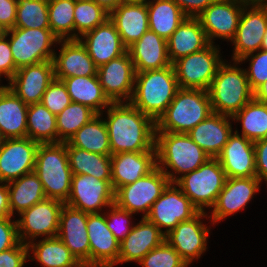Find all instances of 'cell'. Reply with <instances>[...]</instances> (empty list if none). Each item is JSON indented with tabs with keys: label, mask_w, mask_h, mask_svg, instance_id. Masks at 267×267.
<instances>
[{
	"label": "cell",
	"mask_w": 267,
	"mask_h": 267,
	"mask_svg": "<svg viewBox=\"0 0 267 267\" xmlns=\"http://www.w3.org/2000/svg\"><path fill=\"white\" fill-rule=\"evenodd\" d=\"M170 183L168 177L156 166L134 183L117 188L114 203L134 214L142 212L144 218Z\"/></svg>",
	"instance_id": "cell-10"
},
{
	"label": "cell",
	"mask_w": 267,
	"mask_h": 267,
	"mask_svg": "<svg viewBox=\"0 0 267 267\" xmlns=\"http://www.w3.org/2000/svg\"><path fill=\"white\" fill-rule=\"evenodd\" d=\"M97 113L90 107L71 102L57 116L58 143L67 142L83 125L88 123Z\"/></svg>",
	"instance_id": "cell-42"
},
{
	"label": "cell",
	"mask_w": 267,
	"mask_h": 267,
	"mask_svg": "<svg viewBox=\"0 0 267 267\" xmlns=\"http://www.w3.org/2000/svg\"><path fill=\"white\" fill-rule=\"evenodd\" d=\"M114 193L111 180L85 174L73 175L71 192L65 204L88 214L101 213L103 207L109 208L114 203Z\"/></svg>",
	"instance_id": "cell-13"
},
{
	"label": "cell",
	"mask_w": 267,
	"mask_h": 267,
	"mask_svg": "<svg viewBox=\"0 0 267 267\" xmlns=\"http://www.w3.org/2000/svg\"><path fill=\"white\" fill-rule=\"evenodd\" d=\"M46 198L66 202L71 192L72 171L69 166L67 142L39 144L35 170Z\"/></svg>",
	"instance_id": "cell-6"
},
{
	"label": "cell",
	"mask_w": 267,
	"mask_h": 267,
	"mask_svg": "<svg viewBox=\"0 0 267 267\" xmlns=\"http://www.w3.org/2000/svg\"><path fill=\"white\" fill-rule=\"evenodd\" d=\"M186 15L197 18L210 4L216 0H173Z\"/></svg>",
	"instance_id": "cell-54"
},
{
	"label": "cell",
	"mask_w": 267,
	"mask_h": 267,
	"mask_svg": "<svg viewBox=\"0 0 267 267\" xmlns=\"http://www.w3.org/2000/svg\"><path fill=\"white\" fill-rule=\"evenodd\" d=\"M135 68L128 52L97 68L104 94L111 102H129L135 83Z\"/></svg>",
	"instance_id": "cell-15"
},
{
	"label": "cell",
	"mask_w": 267,
	"mask_h": 267,
	"mask_svg": "<svg viewBox=\"0 0 267 267\" xmlns=\"http://www.w3.org/2000/svg\"><path fill=\"white\" fill-rule=\"evenodd\" d=\"M243 7L239 0H216L197 17L209 43L214 44V38L234 39Z\"/></svg>",
	"instance_id": "cell-16"
},
{
	"label": "cell",
	"mask_w": 267,
	"mask_h": 267,
	"mask_svg": "<svg viewBox=\"0 0 267 267\" xmlns=\"http://www.w3.org/2000/svg\"><path fill=\"white\" fill-rule=\"evenodd\" d=\"M12 217L9 202L8 185L5 182H0V219Z\"/></svg>",
	"instance_id": "cell-55"
},
{
	"label": "cell",
	"mask_w": 267,
	"mask_h": 267,
	"mask_svg": "<svg viewBox=\"0 0 267 267\" xmlns=\"http://www.w3.org/2000/svg\"><path fill=\"white\" fill-rule=\"evenodd\" d=\"M155 147L157 166L171 183L211 158L187 133L156 132Z\"/></svg>",
	"instance_id": "cell-2"
},
{
	"label": "cell",
	"mask_w": 267,
	"mask_h": 267,
	"mask_svg": "<svg viewBox=\"0 0 267 267\" xmlns=\"http://www.w3.org/2000/svg\"><path fill=\"white\" fill-rule=\"evenodd\" d=\"M175 183H170L145 217L167 235L177 224L190 220L199 210ZM162 228H166L162 231Z\"/></svg>",
	"instance_id": "cell-12"
},
{
	"label": "cell",
	"mask_w": 267,
	"mask_h": 267,
	"mask_svg": "<svg viewBox=\"0 0 267 267\" xmlns=\"http://www.w3.org/2000/svg\"><path fill=\"white\" fill-rule=\"evenodd\" d=\"M9 38L12 57L16 68L53 60L55 50L51 49L58 39L51 29L12 28L5 31Z\"/></svg>",
	"instance_id": "cell-8"
},
{
	"label": "cell",
	"mask_w": 267,
	"mask_h": 267,
	"mask_svg": "<svg viewBox=\"0 0 267 267\" xmlns=\"http://www.w3.org/2000/svg\"><path fill=\"white\" fill-rule=\"evenodd\" d=\"M244 6H267V0H239Z\"/></svg>",
	"instance_id": "cell-58"
},
{
	"label": "cell",
	"mask_w": 267,
	"mask_h": 267,
	"mask_svg": "<svg viewBox=\"0 0 267 267\" xmlns=\"http://www.w3.org/2000/svg\"><path fill=\"white\" fill-rule=\"evenodd\" d=\"M11 216L21 213L34 204L46 199L43 185L35 172L21 176L7 183ZM15 210V211H14Z\"/></svg>",
	"instance_id": "cell-35"
},
{
	"label": "cell",
	"mask_w": 267,
	"mask_h": 267,
	"mask_svg": "<svg viewBox=\"0 0 267 267\" xmlns=\"http://www.w3.org/2000/svg\"><path fill=\"white\" fill-rule=\"evenodd\" d=\"M267 30V6H244L234 39L232 61L261 49Z\"/></svg>",
	"instance_id": "cell-18"
},
{
	"label": "cell",
	"mask_w": 267,
	"mask_h": 267,
	"mask_svg": "<svg viewBox=\"0 0 267 267\" xmlns=\"http://www.w3.org/2000/svg\"><path fill=\"white\" fill-rule=\"evenodd\" d=\"M12 217L0 219V253L16 246L19 242L16 220Z\"/></svg>",
	"instance_id": "cell-50"
},
{
	"label": "cell",
	"mask_w": 267,
	"mask_h": 267,
	"mask_svg": "<svg viewBox=\"0 0 267 267\" xmlns=\"http://www.w3.org/2000/svg\"><path fill=\"white\" fill-rule=\"evenodd\" d=\"M70 95L63 81L54 79L43 94L41 103L55 116L71 103Z\"/></svg>",
	"instance_id": "cell-48"
},
{
	"label": "cell",
	"mask_w": 267,
	"mask_h": 267,
	"mask_svg": "<svg viewBox=\"0 0 267 267\" xmlns=\"http://www.w3.org/2000/svg\"><path fill=\"white\" fill-rule=\"evenodd\" d=\"M109 19L128 48L149 30L147 2H122L109 13Z\"/></svg>",
	"instance_id": "cell-28"
},
{
	"label": "cell",
	"mask_w": 267,
	"mask_h": 267,
	"mask_svg": "<svg viewBox=\"0 0 267 267\" xmlns=\"http://www.w3.org/2000/svg\"><path fill=\"white\" fill-rule=\"evenodd\" d=\"M147 0H123V2H146Z\"/></svg>",
	"instance_id": "cell-60"
},
{
	"label": "cell",
	"mask_w": 267,
	"mask_h": 267,
	"mask_svg": "<svg viewBox=\"0 0 267 267\" xmlns=\"http://www.w3.org/2000/svg\"><path fill=\"white\" fill-rule=\"evenodd\" d=\"M219 46L209 44L206 48L181 57L172 63L179 88L208 90L219 66Z\"/></svg>",
	"instance_id": "cell-9"
},
{
	"label": "cell",
	"mask_w": 267,
	"mask_h": 267,
	"mask_svg": "<svg viewBox=\"0 0 267 267\" xmlns=\"http://www.w3.org/2000/svg\"><path fill=\"white\" fill-rule=\"evenodd\" d=\"M165 241L160 229L145 217L133 226L131 232L120 243L118 264L139 262L153 248Z\"/></svg>",
	"instance_id": "cell-27"
},
{
	"label": "cell",
	"mask_w": 267,
	"mask_h": 267,
	"mask_svg": "<svg viewBox=\"0 0 267 267\" xmlns=\"http://www.w3.org/2000/svg\"><path fill=\"white\" fill-rule=\"evenodd\" d=\"M178 89L173 65L136 72L134 91L129 102L157 122L167 110Z\"/></svg>",
	"instance_id": "cell-3"
},
{
	"label": "cell",
	"mask_w": 267,
	"mask_h": 267,
	"mask_svg": "<svg viewBox=\"0 0 267 267\" xmlns=\"http://www.w3.org/2000/svg\"><path fill=\"white\" fill-rule=\"evenodd\" d=\"M63 205L60 200L46 198L21 212V218L16 220L20 241L29 244L37 237H56Z\"/></svg>",
	"instance_id": "cell-11"
},
{
	"label": "cell",
	"mask_w": 267,
	"mask_h": 267,
	"mask_svg": "<svg viewBox=\"0 0 267 267\" xmlns=\"http://www.w3.org/2000/svg\"><path fill=\"white\" fill-rule=\"evenodd\" d=\"M231 116L213 112L187 134L211 158H216L233 132Z\"/></svg>",
	"instance_id": "cell-29"
},
{
	"label": "cell",
	"mask_w": 267,
	"mask_h": 267,
	"mask_svg": "<svg viewBox=\"0 0 267 267\" xmlns=\"http://www.w3.org/2000/svg\"><path fill=\"white\" fill-rule=\"evenodd\" d=\"M246 59L250 61V66L247 70L245 69V73L249 85L254 92L260 85L267 81V51L260 49L255 54L250 53L242 57L238 62L241 63Z\"/></svg>",
	"instance_id": "cell-47"
},
{
	"label": "cell",
	"mask_w": 267,
	"mask_h": 267,
	"mask_svg": "<svg viewBox=\"0 0 267 267\" xmlns=\"http://www.w3.org/2000/svg\"><path fill=\"white\" fill-rule=\"evenodd\" d=\"M87 232L90 266L113 267L118 264L120 242L107 227L104 213L88 214Z\"/></svg>",
	"instance_id": "cell-22"
},
{
	"label": "cell",
	"mask_w": 267,
	"mask_h": 267,
	"mask_svg": "<svg viewBox=\"0 0 267 267\" xmlns=\"http://www.w3.org/2000/svg\"><path fill=\"white\" fill-rule=\"evenodd\" d=\"M227 177L219 160L209 158L196 170L184 174L175 184L199 210L215 205L220 191L224 188Z\"/></svg>",
	"instance_id": "cell-7"
},
{
	"label": "cell",
	"mask_w": 267,
	"mask_h": 267,
	"mask_svg": "<svg viewBox=\"0 0 267 267\" xmlns=\"http://www.w3.org/2000/svg\"><path fill=\"white\" fill-rule=\"evenodd\" d=\"M55 79L54 64L48 60L19 68L8 86L27 105L41 103L44 92Z\"/></svg>",
	"instance_id": "cell-20"
},
{
	"label": "cell",
	"mask_w": 267,
	"mask_h": 267,
	"mask_svg": "<svg viewBox=\"0 0 267 267\" xmlns=\"http://www.w3.org/2000/svg\"><path fill=\"white\" fill-rule=\"evenodd\" d=\"M27 137L39 144L58 143L56 116L42 103L28 107Z\"/></svg>",
	"instance_id": "cell-39"
},
{
	"label": "cell",
	"mask_w": 267,
	"mask_h": 267,
	"mask_svg": "<svg viewBox=\"0 0 267 267\" xmlns=\"http://www.w3.org/2000/svg\"><path fill=\"white\" fill-rule=\"evenodd\" d=\"M72 102H77L90 107L97 114L112 103L104 94L98 76H75L64 78Z\"/></svg>",
	"instance_id": "cell-33"
},
{
	"label": "cell",
	"mask_w": 267,
	"mask_h": 267,
	"mask_svg": "<svg viewBox=\"0 0 267 267\" xmlns=\"http://www.w3.org/2000/svg\"><path fill=\"white\" fill-rule=\"evenodd\" d=\"M111 152H143L156 149V122L130 102H112L107 107Z\"/></svg>",
	"instance_id": "cell-1"
},
{
	"label": "cell",
	"mask_w": 267,
	"mask_h": 267,
	"mask_svg": "<svg viewBox=\"0 0 267 267\" xmlns=\"http://www.w3.org/2000/svg\"><path fill=\"white\" fill-rule=\"evenodd\" d=\"M28 107L8 86H0V132L4 139L27 137Z\"/></svg>",
	"instance_id": "cell-31"
},
{
	"label": "cell",
	"mask_w": 267,
	"mask_h": 267,
	"mask_svg": "<svg viewBox=\"0 0 267 267\" xmlns=\"http://www.w3.org/2000/svg\"><path fill=\"white\" fill-rule=\"evenodd\" d=\"M39 143L29 137L4 139L0 149V182L34 172Z\"/></svg>",
	"instance_id": "cell-17"
},
{
	"label": "cell",
	"mask_w": 267,
	"mask_h": 267,
	"mask_svg": "<svg viewBox=\"0 0 267 267\" xmlns=\"http://www.w3.org/2000/svg\"><path fill=\"white\" fill-rule=\"evenodd\" d=\"M232 121L242 123L241 135L252 142L267 138V103L253 98L232 116Z\"/></svg>",
	"instance_id": "cell-40"
},
{
	"label": "cell",
	"mask_w": 267,
	"mask_h": 267,
	"mask_svg": "<svg viewBox=\"0 0 267 267\" xmlns=\"http://www.w3.org/2000/svg\"><path fill=\"white\" fill-rule=\"evenodd\" d=\"M79 40L86 47L97 68L127 52L115 24L109 18L83 34Z\"/></svg>",
	"instance_id": "cell-24"
},
{
	"label": "cell",
	"mask_w": 267,
	"mask_h": 267,
	"mask_svg": "<svg viewBox=\"0 0 267 267\" xmlns=\"http://www.w3.org/2000/svg\"><path fill=\"white\" fill-rule=\"evenodd\" d=\"M225 62L219 66L207 91L213 112L232 117L254 98V92L245 69L238 67L239 62L234 61V66Z\"/></svg>",
	"instance_id": "cell-5"
},
{
	"label": "cell",
	"mask_w": 267,
	"mask_h": 267,
	"mask_svg": "<svg viewBox=\"0 0 267 267\" xmlns=\"http://www.w3.org/2000/svg\"><path fill=\"white\" fill-rule=\"evenodd\" d=\"M227 178L256 177L254 142L232 132L221 153L216 157Z\"/></svg>",
	"instance_id": "cell-23"
},
{
	"label": "cell",
	"mask_w": 267,
	"mask_h": 267,
	"mask_svg": "<svg viewBox=\"0 0 267 267\" xmlns=\"http://www.w3.org/2000/svg\"><path fill=\"white\" fill-rule=\"evenodd\" d=\"M17 0H0V27L5 31L14 28Z\"/></svg>",
	"instance_id": "cell-53"
},
{
	"label": "cell",
	"mask_w": 267,
	"mask_h": 267,
	"mask_svg": "<svg viewBox=\"0 0 267 267\" xmlns=\"http://www.w3.org/2000/svg\"><path fill=\"white\" fill-rule=\"evenodd\" d=\"M138 264L142 267H187L188 264L179 253L164 241L160 246L153 248Z\"/></svg>",
	"instance_id": "cell-45"
},
{
	"label": "cell",
	"mask_w": 267,
	"mask_h": 267,
	"mask_svg": "<svg viewBox=\"0 0 267 267\" xmlns=\"http://www.w3.org/2000/svg\"><path fill=\"white\" fill-rule=\"evenodd\" d=\"M149 30L168 40L186 15L173 0H147Z\"/></svg>",
	"instance_id": "cell-34"
},
{
	"label": "cell",
	"mask_w": 267,
	"mask_h": 267,
	"mask_svg": "<svg viewBox=\"0 0 267 267\" xmlns=\"http://www.w3.org/2000/svg\"><path fill=\"white\" fill-rule=\"evenodd\" d=\"M109 18V12L93 0H75L74 22L77 39Z\"/></svg>",
	"instance_id": "cell-44"
},
{
	"label": "cell",
	"mask_w": 267,
	"mask_h": 267,
	"mask_svg": "<svg viewBox=\"0 0 267 267\" xmlns=\"http://www.w3.org/2000/svg\"><path fill=\"white\" fill-rule=\"evenodd\" d=\"M69 166L73 175H92L100 180H111V155H101L73 147L67 141Z\"/></svg>",
	"instance_id": "cell-38"
},
{
	"label": "cell",
	"mask_w": 267,
	"mask_h": 267,
	"mask_svg": "<svg viewBox=\"0 0 267 267\" xmlns=\"http://www.w3.org/2000/svg\"><path fill=\"white\" fill-rule=\"evenodd\" d=\"M5 34V30L0 27V37Z\"/></svg>",
	"instance_id": "cell-62"
},
{
	"label": "cell",
	"mask_w": 267,
	"mask_h": 267,
	"mask_svg": "<svg viewBox=\"0 0 267 267\" xmlns=\"http://www.w3.org/2000/svg\"><path fill=\"white\" fill-rule=\"evenodd\" d=\"M28 245L29 253L42 267H81L82 264L70 252L59 237L42 238L39 242L31 241Z\"/></svg>",
	"instance_id": "cell-36"
},
{
	"label": "cell",
	"mask_w": 267,
	"mask_h": 267,
	"mask_svg": "<svg viewBox=\"0 0 267 267\" xmlns=\"http://www.w3.org/2000/svg\"><path fill=\"white\" fill-rule=\"evenodd\" d=\"M156 166V149L111 155V185L113 190L134 183Z\"/></svg>",
	"instance_id": "cell-25"
},
{
	"label": "cell",
	"mask_w": 267,
	"mask_h": 267,
	"mask_svg": "<svg viewBox=\"0 0 267 267\" xmlns=\"http://www.w3.org/2000/svg\"><path fill=\"white\" fill-rule=\"evenodd\" d=\"M97 114L83 125L68 142L76 148L101 155H112L105 119ZM101 117V118H100Z\"/></svg>",
	"instance_id": "cell-37"
},
{
	"label": "cell",
	"mask_w": 267,
	"mask_h": 267,
	"mask_svg": "<svg viewBox=\"0 0 267 267\" xmlns=\"http://www.w3.org/2000/svg\"><path fill=\"white\" fill-rule=\"evenodd\" d=\"M58 44L61 49L59 54L55 52L52 60L55 79L97 75V67L79 39L59 40Z\"/></svg>",
	"instance_id": "cell-26"
},
{
	"label": "cell",
	"mask_w": 267,
	"mask_h": 267,
	"mask_svg": "<svg viewBox=\"0 0 267 267\" xmlns=\"http://www.w3.org/2000/svg\"><path fill=\"white\" fill-rule=\"evenodd\" d=\"M207 215V212L199 211L190 220L180 222L165 235V241L179 253L188 266L207 249L210 227L201 221L202 217L208 218Z\"/></svg>",
	"instance_id": "cell-14"
},
{
	"label": "cell",
	"mask_w": 267,
	"mask_h": 267,
	"mask_svg": "<svg viewBox=\"0 0 267 267\" xmlns=\"http://www.w3.org/2000/svg\"><path fill=\"white\" fill-rule=\"evenodd\" d=\"M212 113L207 90L179 88L156 122V132L187 133Z\"/></svg>",
	"instance_id": "cell-4"
},
{
	"label": "cell",
	"mask_w": 267,
	"mask_h": 267,
	"mask_svg": "<svg viewBox=\"0 0 267 267\" xmlns=\"http://www.w3.org/2000/svg\"><path fill=\"white\" fill-rule=\"evenodd\" d=\"M254 99L263 103H267V81H265L254 91Z\"/></svg>",
	"instance_id": "cell-56"
},
{
	"label": "cell",
	"mask_w": 267,
	"mask_h": 267,
	"mask_svg": "<svg viewBox=\"0 0 267 267\" xmlns=\"http://www.w3.org/2000/svg\"><path fill=\"white\" fill-rule=\"evenodd\" d=\"M261 50L267 51V30H266L264 37H263V40H262Z\"/></svg>",
	"instance_id": "cell-59"
},
{
	"label": "cell",
	"mask_w": 267,
	"mask_h": 267,
	"mask_svg": "<svg viewBox=\"0 0 267 267\" xmlns=\"http://www.w3.org/2000/svg\"><path fill=\"white\" fill-rule=\"evenodd\" d=\"M7 38L6 34L0 37V80L3 75L10 81L18 69L13 60L9 39Z\"/></svg>",
	"instance_id": "cell-51"
},
{
	"label": "cell",
	"mask_w": 267,
	"mask_h": 267,
	"mask_svg": "<svg viewBox=\"0 0 267 267\" xmlns=\"http://www.w3.org/2000/svg\"><path fill=\"white\" fill-rule=\"evenodd\" d=\"M3 141H4V137L2 136V134L0 132V149L2 147Z\"/></svg>",
	"instance_id": "cell-61"
},
{
	"label": "cell",
	"mask_w": 267,
	"mask_h": 267,
	"mask_svg": "<svg viewBox=\"0 0 267 267\" xmlns=\"http://www.w3.org/2000/svg\"><path fill=\"white\" fill-rule=\"evenodd\" d=\"M88 213L64 203L57 237L82 265L90 266V245L87 232Z\"/></svg>",
	"instance_id": "cell-19"
},
{
	"label": "cell",
	"mask_w": 267,
	"mask_h": 267,
	"mask_svg": "<svg viewBox=\"0 0 267 267\" xmlns=\"http://www.w3.org/2000/svg\"><path fill=\"white\" fill-rule=\"evenodd\" d=\"M127 52L134 64L135 72L162 69L172 65L168 57L167 40L148 30Z\"/></svg>",
	"instance_id": "cell-30"
},
{
	"label": "cell",
	"mask_w": 267,
	"mask_h": 267,
	"mask_svg": "<svg viewBox=\"0 0 267 267\" xmlns=\"http://www.w3.org/2000/svg\"><path fill=\"white\" fill-rule=\"evenodd\" d=\"M260 183L257 177L227 178L212 207V214L209 216L211 223L215 225L227 216L243 210L259 191Z\"/></svg>",
	"instance_id": "cell-21"
},
{
	"label": "cell",
	"mask_w": 267,
	"mask_h": 267,
	"mask_svg": "<svg viewBox=\"0 0 267 267\" xmlns=\"http://www.w3.org/2000/svg\"><path fill=\"white\" fill-rule=\"evenodd\" d=\"M256 177L263 182L267 181V138L254 142Z\"/></svg>",
	"instance_id": "cell-52"
},
{
	"label": "cell",
	"mask_w": 267,
	"mask_h": 267,
	"mask_svg": "<svg viewBox=\"0 0 267 267\" xmlns=\"http://www.w3.org/2000/svg\"><path fill=\"white\" fill-rule=\"evenodd\" d=\"M30 256L28 245L20 241L16 246L0 253V267H23Z\"/></svg>",
	"instance_id": "cell-49"
},
{
	"label": "cell",
	"mask_w": 267,
	"mask_h": 267,
	"mask_svg": "<svg viewBox=\"0 0 267 267\" xmlns=\"http://www.w3.org/2000/svg\"><path fill=\"white\" fill-rule=\"evenodd\" d=\"M98 5L102 6L109 13L115 9L123 0H93Z\"/></svg>",
	"instance_id": "cell-57"
},
{
	"label": "cell",
	"mask_w": 267,
	"mask_h": 267,
	"mask_svg": "<svg viewBox=\"0 0 267 267\" xmlns=\"http://www.w3.org/2000/svg\"><path fill=\"white\" fill-rule=\"evenodd\" d=\"M209 44L199 19L186 17L167 40L169 60L173 63L181 57L206 48Z\"/></svg>",
	"instance_id": "cell-32"
},
{
	"label": "cell",
	"mask_w": 267,
	"mask_h": 267,
	"mask_svg": "<svg viewBox=\"0 0 267 267\" xmlns=\"http://www.w3.org/2000/svg\"><path fill=\"white\" fill-rule=\"evenodd\" d=\"M109 208V212H104L106 225L112 231L115 238L121 243L134 226L130 225L132 221H129L132 219L134 213L120 208L115 203L110 205Z\"/></svg>",
	"instance_id": "cell-46"
},
{
	"label": "cell",
	"mask_w": 267,
	"mask_h": 267,
	"mask_svg": "<svg viewBox=\"0 0 267 267\" xmlns=\"http://www.w3.org/2000/svg\"><path fill=\"white\" fill-rule=\"evenodd\" d=\"M74 8L75 0H48L49 26L60 40L77 39Z\"/></svg>",
	"instance_id": "cell-41"
},
{
	"label": "cell",
	"mask_w": 267,
	"mask_h": 267,
	"mask_svg": "<svg viewBox=\"0 0 267 267\" xmlns=\"http://www.w3.org/2000/svg\"><path fill=\"white\" fill-rule=\"evenodd\" d=\"M81 267H95V266L82 265Z\"/></svg>",
	"instance_id": "cell-63"
},
{
	"label": "cell",
	"mask_w": 267,
	"mask_h": 267,
	"mask_svg": "<svg viewBox=\"0 0 267 267\" xmlns=\"http://www.w3.org/2000/svg\"><path fill=\"white\" fill-rule=\"evenodd\" d=\"M15 28L50 29L48 0H17Z\"/></svg>",
	"instance_id": "cell-43"
}]
</instances>
